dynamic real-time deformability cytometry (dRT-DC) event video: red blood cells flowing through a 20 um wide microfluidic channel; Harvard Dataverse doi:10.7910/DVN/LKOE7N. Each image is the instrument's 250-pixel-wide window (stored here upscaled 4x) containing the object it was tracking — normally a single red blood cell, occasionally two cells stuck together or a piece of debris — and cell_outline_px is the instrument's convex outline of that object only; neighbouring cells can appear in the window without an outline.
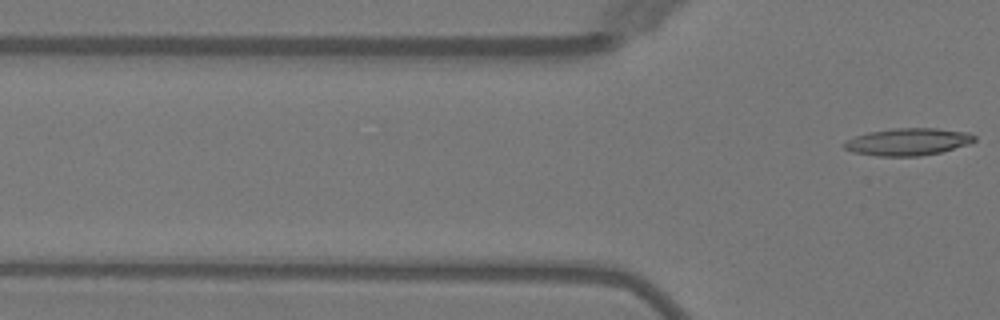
{"species": "Egyptian fruit bat (a non-hibernating species)", "species_latin": "Rousettus aegyptiacus", "temperature_condition": "warm", "stored_images_in_passage": 2, "camera_frame_rate_fps": 3000, "um_per_image_px": 0.085, "animal": {"sex": "female"}, "frame": {"image": 1, "passage_image": 2, "time_ms": 1.667, "image_size_px": [1000, 320], "cell_outline_px": [[976, 140], [968, 144], [940, 152], [920, 156], [876, 156], [852, 152], [844, 148], [844, 140], [868, 132], [896, 128], [936, 128], [968, 132], [976, 136]], "centroid_in_image_um": [77.16, 12.05], "position_along_channel_um": 48.6, "area_um2": 20.69}}